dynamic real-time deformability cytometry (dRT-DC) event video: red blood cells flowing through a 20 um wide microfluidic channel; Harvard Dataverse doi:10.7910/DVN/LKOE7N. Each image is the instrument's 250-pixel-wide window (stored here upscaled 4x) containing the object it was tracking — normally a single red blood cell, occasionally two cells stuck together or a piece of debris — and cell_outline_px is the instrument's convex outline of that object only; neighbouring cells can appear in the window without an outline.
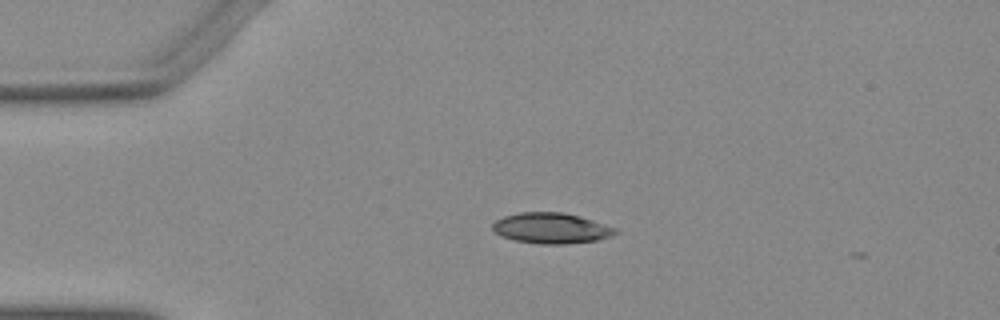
{"species": "Egyptian fruit bat (a non-hibernating species)", "species_latin": "Rousettus aegyptiacus", "temperature_condition": "warm", "stored_images_in_passage": 37, "camera_frame_rate_fps": 3000, "um_per_image_px": 0.085, "animal": {"sex": "female"}, "frame": {"image": 1, "passage_image": 1, "time_ms": 0.0, "image_size_px": [1000, 320], "cell_outline_px": [[620, 232], [612, 236], [596, 240], [564, 244], [540, 244], [516, 240], [500, 236], [492, 228], [492, 224], [496, 220], [504, 216], [520, 212], [564, 212], [592, 220], [616, 228]], "centroid_in_image_um": [46.86, 19.39], "position_along_channel_um": 38.1, "area_um2": 21.85}}
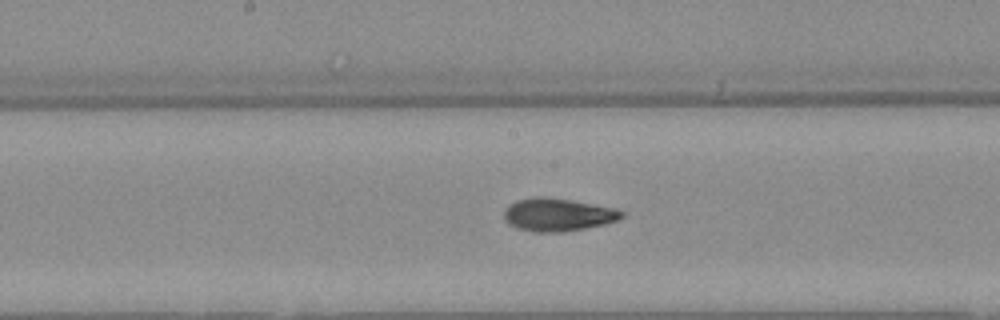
{"frame": {"image": 2, "passage_image": 16, "time_ms": 5.0, "image_size_px": [1000, 320], "cell_outline_px": [[624, 216], [616, 220], [604, 224], [564, 232], [532, 232], [516, 228], [508, 224], [504, 216], [504, 212], [512, 204], [520, 200], [536, 196], [540, 196], [572, 200], [616, 208], [624, 212]], "centroid_in_image_um": [47.43, 18.26], "position_along_channel_um": 200.8, "area_um2": 22.37}}
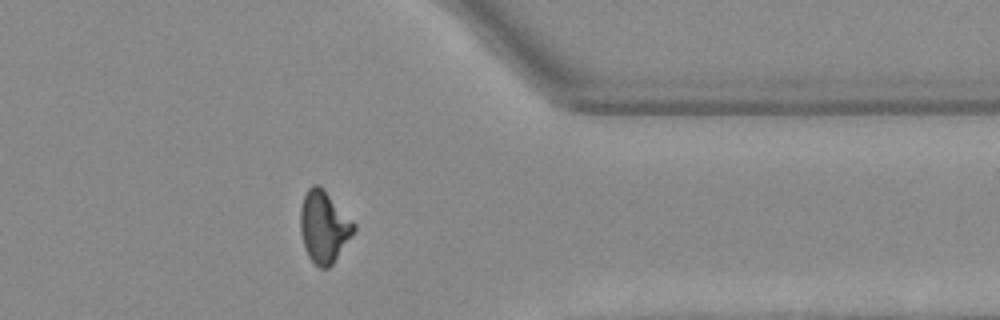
{"frame": {"image": 3, "passage_image": 31, "time_ms": 10.0, "image_size_px": [1000, 320], "cell_outline_px": [[356, 228], [332, 264], [328, 268], [320, 268], [308, 256], [304, 248], [300, 232], [300, 208], [304, 196], [308, 188], [312, 184], [320, 184], [324, 188], [356, 224]], "centroid_in_image_um": [27.51, 19.24], "position_along_channel_um": 383.9, "area_um2": 22.37}}